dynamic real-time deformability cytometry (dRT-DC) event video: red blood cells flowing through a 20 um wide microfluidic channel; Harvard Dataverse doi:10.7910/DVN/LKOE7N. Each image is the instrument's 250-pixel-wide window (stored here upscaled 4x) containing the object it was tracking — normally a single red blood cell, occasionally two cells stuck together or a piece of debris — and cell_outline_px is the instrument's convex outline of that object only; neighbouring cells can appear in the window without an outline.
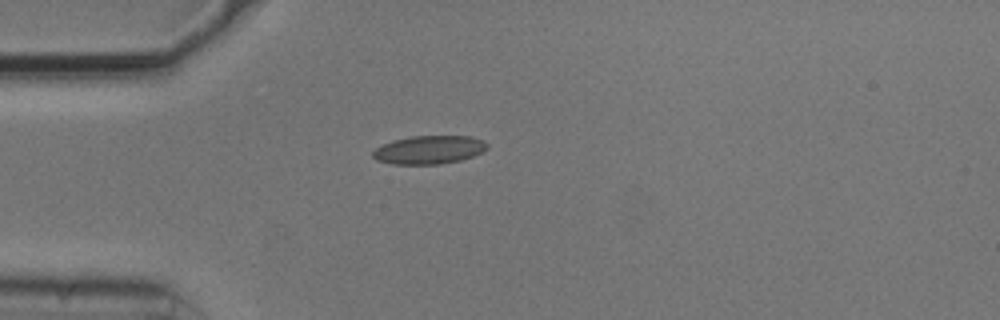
{"species": "common noctule bat (a hibernating species)", "species_latin": "Nyctalus noctula", "temperature_condition": "cold", "stored_images_in_passage": 40, "camera_frame_rate_fps": 3000, "um_per_image_px": 0.085, "animal": {"sex": "male", "body_mass_g": 20.5, "forearm_length_mm": 52.5}, "frame": {"image": 1, "passage_image": 1, "time_ms": 0.0, "image_size_px": [1000, 320], "cell_outline_px": [[488, 148], [484, 152], [460, 160], [440, 164], [392, 164], [376, 160], [372, 156], [372, 152], [376, 148], [392, 140], [412, 136], [472, 136], [484, 140], [488, 144]], "centroid_in_image_um": [36.49, 12.73], "position_along_channel_um": 48.5, "area_um2": 19.02}}
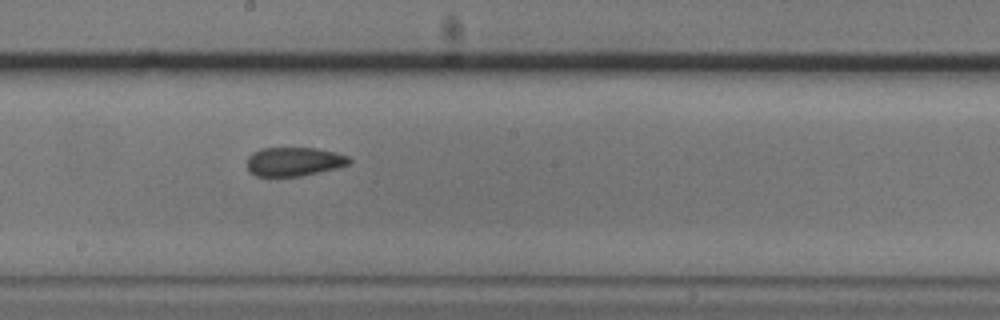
{"frame": {"image": 2, "passage_image": 16, "time_ms": 5.0, "image_size_px": [1000, 320], "cell_outline_px": [[352, 160], [348, 164], [336, 168], [320, 172], [300, 176], [256, 176], [248, 172], [248, 156], [252, 152], [260, 148], [316, 148], [336, 152], [348, 156]], "centroid_in_image_um": [24.98, 13.73], "position_along_channel_um": 223.2, "area_um2": 17.28}}
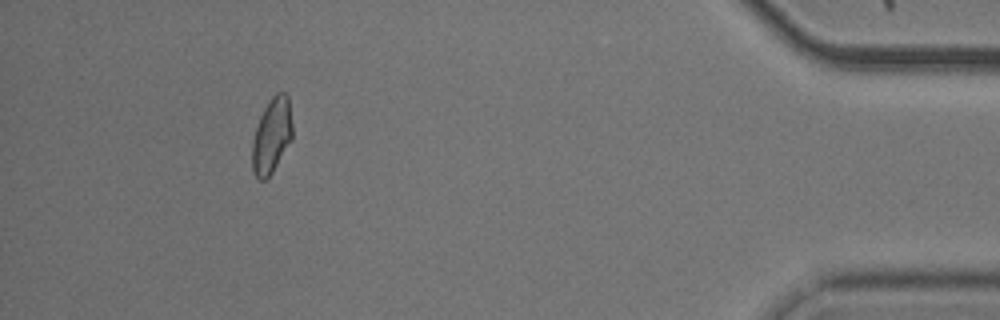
{"frame": {"image": 3, "passage_image": 36, "time_ms": 11.667, "image_size_px": [1000, 320], "cell_outline_px": [[292, 140], [272, 172], [264, 180], [260, 180], [252, 172], [252, 140], [260, 116], [264, 108], [272, 96], [276, 92], [284, 92], [288, 96], [292, 124]], "centroid_in_image_um": [23.09, 11.53], "position_along_channel_um": 412.1, "area_um2": 17.63}, "authors_computed_cell_mechanics": {"area_um2": 17.5134, "velocity_mm_per_s": 3.7343, "shape_relaxation_time_tau1_ms": 8.6131, "shape_relaxation_time_tau2_ms": 2.5434, "deformation_change_tau1": 0.1564, "deformation_change_tau2": 0.0936}}